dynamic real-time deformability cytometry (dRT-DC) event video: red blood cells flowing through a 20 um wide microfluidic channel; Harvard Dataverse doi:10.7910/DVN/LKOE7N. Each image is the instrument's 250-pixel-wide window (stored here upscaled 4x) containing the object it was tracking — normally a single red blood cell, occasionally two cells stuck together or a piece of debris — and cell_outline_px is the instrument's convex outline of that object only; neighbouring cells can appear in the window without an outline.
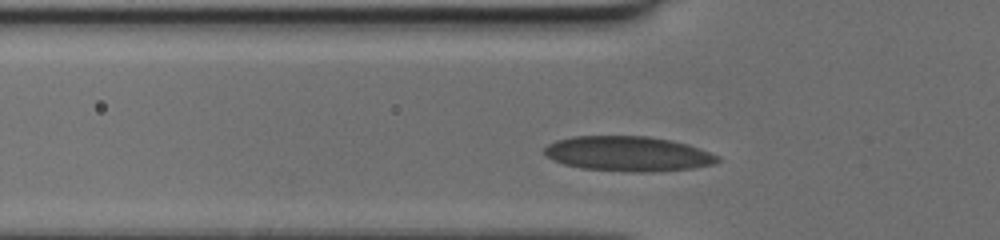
{"species": "human", "species_latin": "Homo sapiens", "temperature_condition": "cold", "stored_images_in_passage": 25, "camera_frame_rate_fps": 3000, "um_per_image_px": 0.085, "donor": {"sex": "female"}, "frame": {"image": 1, "passage_image": 2, "time_ms": 0.333, "image_size_px": [1000, 240], "cell_outline_px": [[720, 160], [716, 164], [692, 168], [652, 172], [632, 172], [580, 168], [564, 164], [552, 160], [544, 152], [544, 148], [548, 144], [556, 140], [572, 136], [648, 136], [672, 140], [688, 144], [700, 148], [720, 156]], "centroid_in_image_um": [53.41, 13.07], "position_along_channel_um": 72.4, "area_um2": 35.55}}
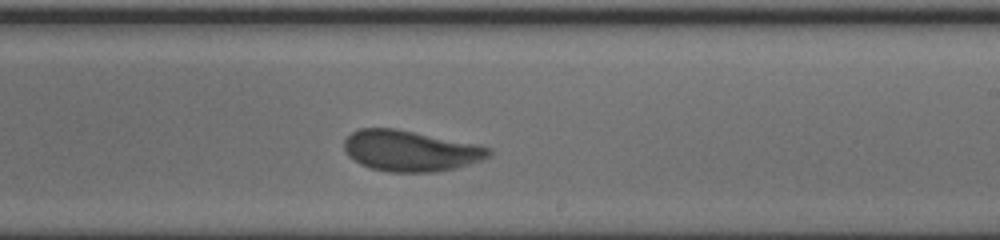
{"frame": {"image": 2, "passage_image": 15, "time_ms": 4.667, "image_size_px": [1000, 240], "cell_outline_px": [[492, 156], [456, 168], [432, 172], [388, 172], [372, 168], [360, 164], [348, 156], [344, 148], [344, 140], [352, 132], [360, 128], [396, 128], [480, 144], [492, 148]], "centroid_in_image_um": [34.92, 12.81], "position_along_channel_um": 254.1, "area_um2": 34.74}}
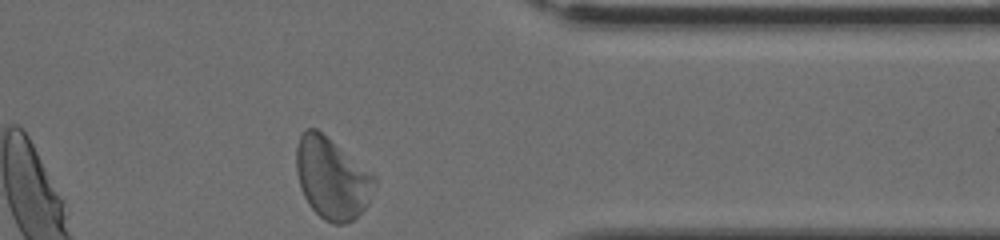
{"frame": {"image": 3, "passage_image": 25, "time_ms": 8.0, "image_size_px": [1000, 240], "cell_outline_px": [[376, 184], [368, 204], [348, 224], [332, 224], [324, 220], [308, 204], [300, 188], [296, 172], [296, 148], [300, 136], [308, 128], [316, 128], [372, 172], [376, 176]], "centroid_in_image_um": [28.22, 15.17], "position_along_channel_um": 383.2, "area_um2": 37.05}}